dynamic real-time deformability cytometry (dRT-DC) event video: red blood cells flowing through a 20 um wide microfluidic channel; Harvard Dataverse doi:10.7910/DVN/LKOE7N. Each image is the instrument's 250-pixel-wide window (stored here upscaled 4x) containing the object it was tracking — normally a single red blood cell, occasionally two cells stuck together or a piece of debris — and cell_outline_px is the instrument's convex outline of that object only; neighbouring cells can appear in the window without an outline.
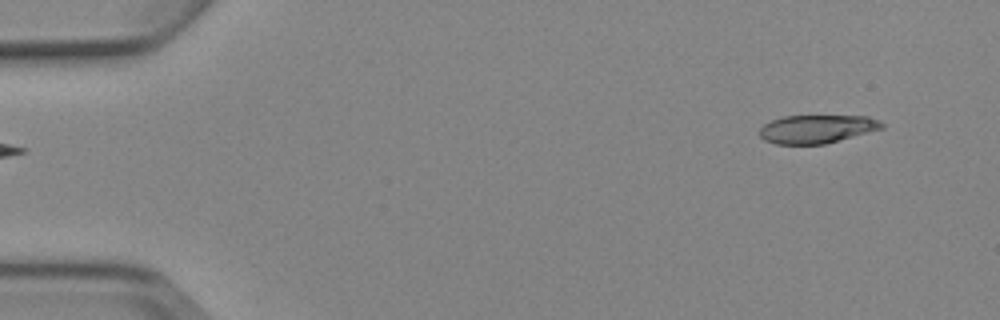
{"species": "Egyptian fruit bat (a non-hibernating species)", "species_latin": "Rousettus aegyptiacus", "temperature_condition": "cold", "stored_images_in_passage": 5, "segment_of_instrument_passage": [2, 2], "camera_frame_rate_fps": 3000, "um_per_image_px": 0.085, "animal": {"sex": "female"}, "frame": {"image": 1, "passage_image": 5, "time_ms": 5.333, "image_size_px": [1000, 320], "cell_outline_px": [[884, 128], [824, 144], [776, 144], [764, 140], [760, 136], [760, 128], [764, 124], [772, 120], [784, 116], [868, 116], [880, 120], [884, 124]], "centroid_in_image_um": [69.44, 10.96], "position_along_channel_um": 15.6, "area_um2": 20.11}}